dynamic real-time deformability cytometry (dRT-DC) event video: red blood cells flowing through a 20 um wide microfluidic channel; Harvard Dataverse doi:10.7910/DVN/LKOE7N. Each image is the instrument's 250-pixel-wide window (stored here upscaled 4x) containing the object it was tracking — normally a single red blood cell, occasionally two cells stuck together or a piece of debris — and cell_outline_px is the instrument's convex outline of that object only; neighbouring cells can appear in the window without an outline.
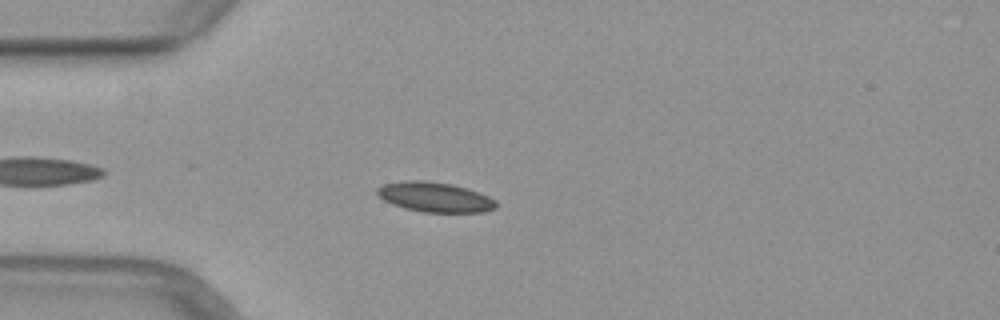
{"species": "common noctule bat (a hibernating species)", "species_latin": "Nyctalus noctula", "temperature_condition": "warm", "stored_images_in_passage": 40, "camera_frame_rate_fps": 3000, "um_per_image_px": 0.085, "animal": {"sex": "female", "body_mass_g": 29.2, "forearm_length_mm": 56.3}, "frame": {"image": 1, "passage_image": 3, "time_ms": 0.667, "image_size_px": [1000, 320], "cell_outline_px": [[496, 208], [484, 212], [424, 212], [404, 208], [392, 204], [384, 200], [376, 192], [376, 188], [384, 184], [404, 180], [424, 180], [452, 184], [468, 188], [488, 196], [496, 200]], "centroid_in_image_um": [36.97, 16.74], "position_along_channel_um": 48.0, "area_um2": 20.75}}
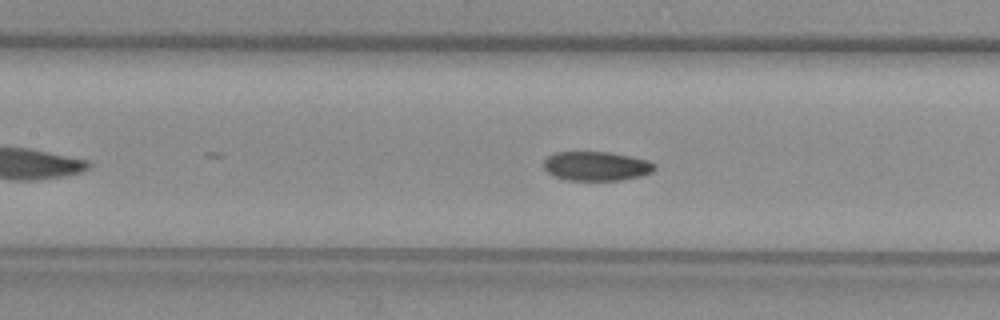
{"frame": {"image": 2, "passage_image": 12, "time_ms": 3.667, "image_size_px": [1000, 320], "cell_outline_px": [[656, 168], [652, 172], [640, 176], [620, 180], [568, 180], [556, 176], [548, 172], [544, 168], [544, 160], [548, 156], [556, 152], [608, 152], [648, 160], [656, 164]], "centroid_in_image_um": [50.7, 14.12], "position_along_channel_um": 156.7, "area_um2": 18.73}}
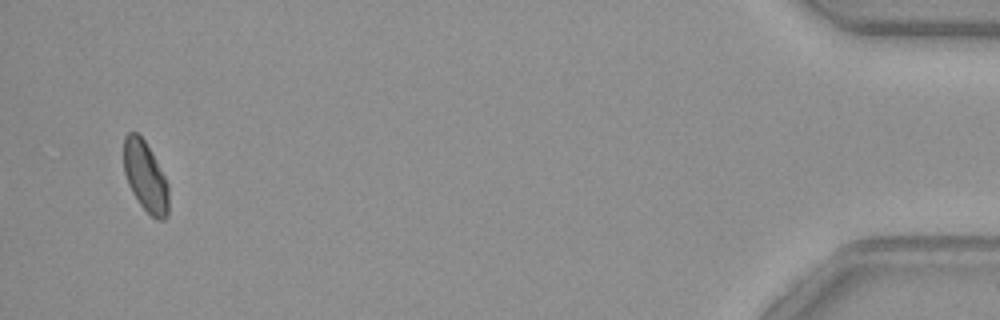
{"frame": {"image": 3, "passage_image": 38, "time_ms": 12.333, "image_size_px": [1000, 320], "cell_outline_px": [[168, 216], [164, 220], [156, 220], [140, 204], [132, 192], [128, 184], [124, 172], [124, 136], [128, 132], [136, 132], [144, 140], [164, 176], [168, 184]], "centroid_in_image_um": [12.35, 15.03], "position_along_channel_um": 422.8, "area_um2": 18.15}}